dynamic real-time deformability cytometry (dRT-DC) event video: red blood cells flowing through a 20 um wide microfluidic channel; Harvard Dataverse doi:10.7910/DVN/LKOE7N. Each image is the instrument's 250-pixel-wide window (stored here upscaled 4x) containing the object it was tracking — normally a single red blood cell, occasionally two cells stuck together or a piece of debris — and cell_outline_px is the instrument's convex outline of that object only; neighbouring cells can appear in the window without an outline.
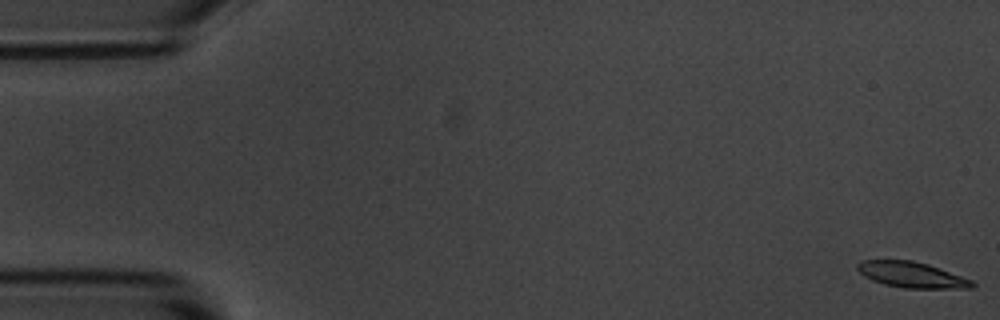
{"species": "common noctule bat (a hibernating species)", "species_latin": "Nyctalus noctula", "temperature_condition": "room temperature", "stored_images_in_passage": 55, "camera_frame_rate_fps": 3000, "um_per_image_px": 0.085, "animal": {"sex": "male", "body_mass_g": 20.1, "forearm_length_mm": 53.5}, "frame": {"image": 1, "passage_image": 1, "time_ms": 0.0, "image_size_px": [1000, 320], "cell_outline_px": [[976, 284], [972, 288], [904, 288], [884, 284], [872, 280], [864, 276], [856, 268], [856, 264], [860, 260], [912, 260], [928, 264], [972, 280]], "centroid_in_image_um": [77.47, 23.35], "position_along_channel_um": 7.5, "area_um2": 17.17}}
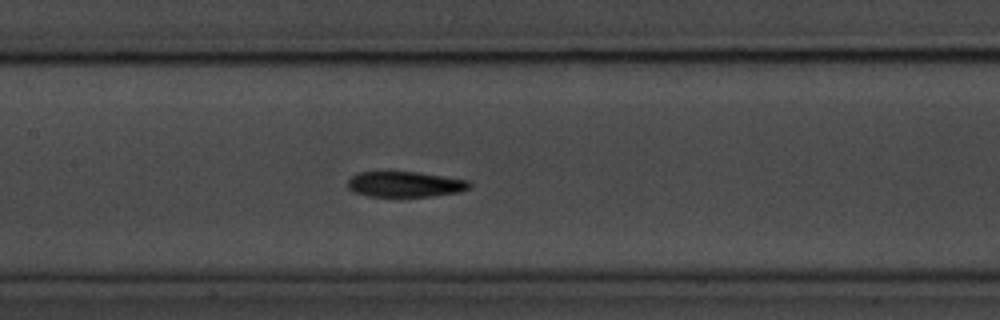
{"frame": {"image": 2, "passage_image": 26, "time_ms": 8.333, "image_size_px": [1000, 320], "cell_outline_px": [[472, 184], [468, 188], [460, 192], [432, 196], [368, 196], [352, 192], [348, 188], [348, 180], [356, 172], [416, 172], [468, 180]], "centroid_in_image_um": [34.4, 15.66], "position_along_channel_um": 173.0, "area_um2": 18.03}}
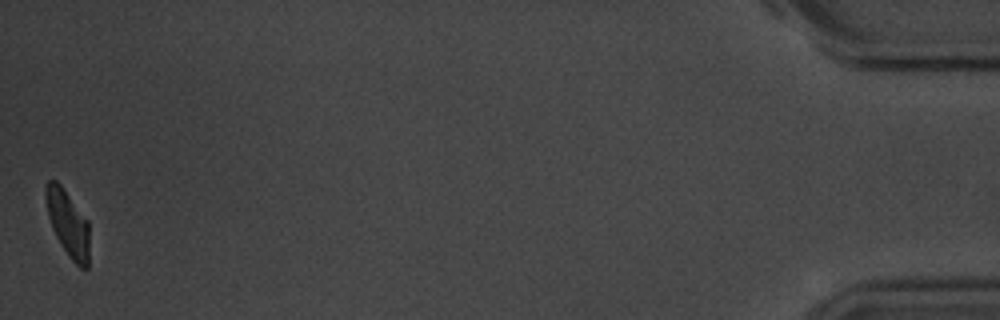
{"frame": {"image": 3, "passage_image": 55, "time_ms": 18.0, "image_size_px": [1000, 320], "cell_outline_px": [[88, 268], [80, 268], [68, 256], [60, 244], [52, 228], [48, 216], [44, 192], [44, 188], [48, 180], [56, 180], [60, 184], [88, 220]], "centroid_in_image_um": [5.75, 18.97], "position_along_channel_um": 429.5, "area_um2": 16.76}, "authors_computed_cell_mechanics": {"area_um2": 18.207, "velocity_mm_per_s": 3.6477, "shape_relaxation_time_tau1_ms": 3.0464, "shape_relaxation_time_tau2_ms": 6.0363, "deformation_change_tau1": 0.1778, "deformation_change_tau2": 0.1407}}